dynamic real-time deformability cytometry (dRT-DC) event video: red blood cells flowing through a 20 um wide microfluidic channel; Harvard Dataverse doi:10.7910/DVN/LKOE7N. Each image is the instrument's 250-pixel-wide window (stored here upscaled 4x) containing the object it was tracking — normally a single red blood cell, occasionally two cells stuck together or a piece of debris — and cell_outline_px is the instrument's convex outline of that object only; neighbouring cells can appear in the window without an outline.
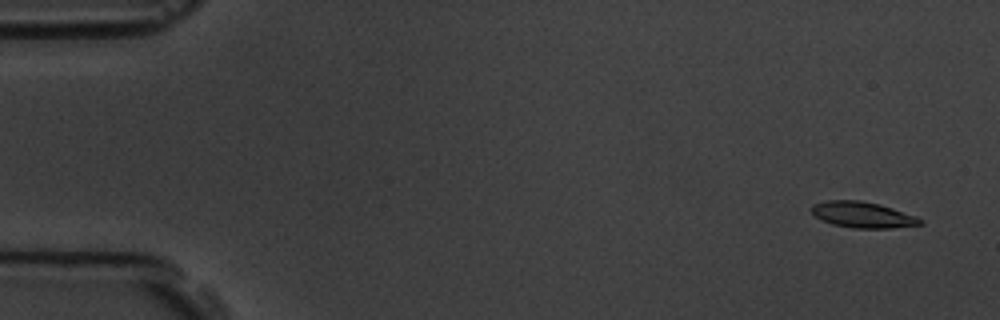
{"species": "common noctule bat (a hibernating species)", "species_latin": "Nyctalus noctula", "temperature_condition": "room temperature", "stored_images_in_passage": 5, "camera_frame_rate_fps": 3000, "um_per_image_px": 0.085, "animal": {"sex": "male", "body_mass_g": 19.5, "forearm_length_mm": 54.6}, "frame": {"image": 1, "passage_image": 1, "time_ms": 0.0, "image_size_px": [1000, 320], "cell_outline_px": [[924, 224], [892, 228], [852, 228], [832, 224], [820, 220], [808, 208], [812, 204], [828, 200], [860, 200], [880, 204], [916, 216], [924, 220]], "centroid_in_image_um": [73.31, 18.25], "position_along_channel_um": 11.7, "area_um2": 16.65}}
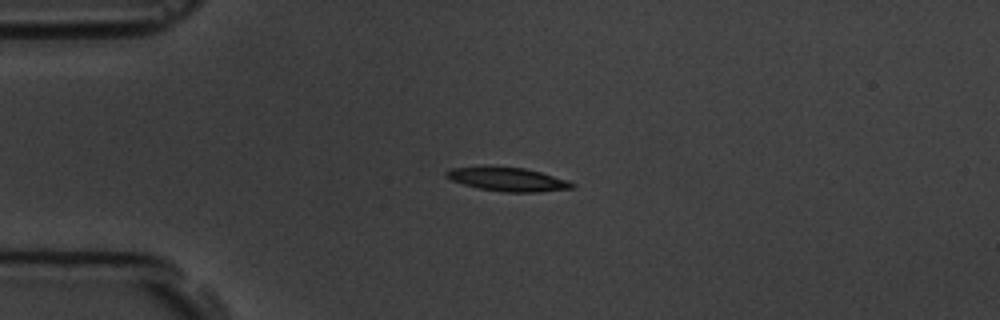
{"frame": {"image": 2, "passage_image": 4, "time_ms": 3.667, "image_size_px": [1000, 320], "cell_outline_px": [[576, 184], [572, 188], [540, 192], [504, 192], [480, 188], [464, 184], [452, 180], [444, 176], [444, 172], [452, 168], [484, 164], [524, 168], [540, 172], [568, 180]], "centroid_in_image_um": [43.1, 15.2], "position_along_channel_um": 41.9, "area_um2": 17.8}}